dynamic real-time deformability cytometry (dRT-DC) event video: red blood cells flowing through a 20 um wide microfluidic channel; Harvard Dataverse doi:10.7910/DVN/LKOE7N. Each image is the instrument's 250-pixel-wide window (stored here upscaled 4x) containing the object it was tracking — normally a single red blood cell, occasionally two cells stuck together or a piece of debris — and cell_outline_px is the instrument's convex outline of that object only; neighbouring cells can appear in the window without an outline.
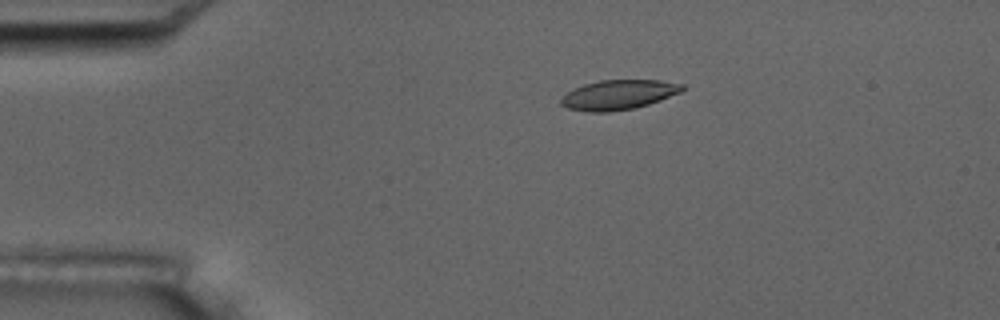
{"species": "common noctule bat (a hibernating species)", "species_latin": "Nyctalus noctula", "temperature_condition": "room temperature", "stored_images_in_passage": 10, "camera_frame_rate_fps": 3000, "um_per_image_px": 0.085, "animal": {"sex": "male", "body_mass_g": 17.5, "forearm_length_mm": 52.3}, "frame": {"image": 1, "passage_image": 4, "time_ms": 3.667, "image_size_px": [1000, 320], "cell_outline_px": [[684, 88], [680, 92], [660, 100], [636, 108], [612, 112], [588, 112], [568, 108], [560, 104], [560, 100], [568, 92], [584, 84], [600, 80], [660, 80], [684, 84]], "centroid_in_image_um": [52.58, 8.06], "position_along_channel_um": 32.4, "area_um2": 20.92}}
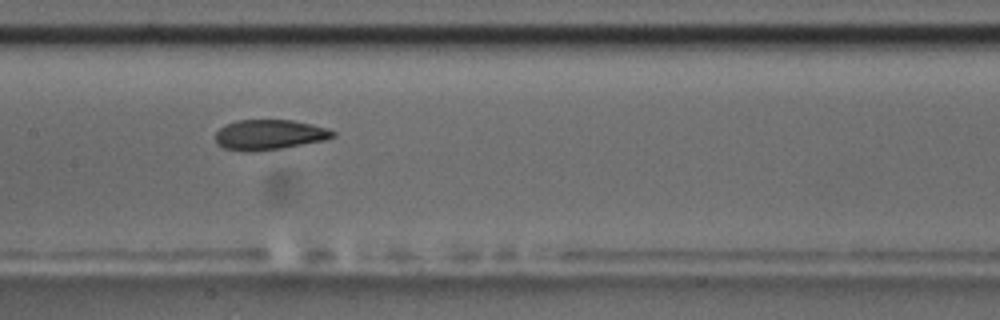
{"frame": {"image": 2, "passage_image": 9, "time_ms": 9.333, "image_size_px": [1000, 320], "cell_outline_px": [[336, 136], [324, 140], [284, 148], [256, 152], [244, 152], [224, 148], [216, 144], [216, 132], [224, 124], [236, 120], [292, 120], [312, 124], [328, 128], [336, 132]], "centroid_in_image_um": [22.88, 11.46], "position_along_channel_um": 184.5, "area_um2": 20.98}}